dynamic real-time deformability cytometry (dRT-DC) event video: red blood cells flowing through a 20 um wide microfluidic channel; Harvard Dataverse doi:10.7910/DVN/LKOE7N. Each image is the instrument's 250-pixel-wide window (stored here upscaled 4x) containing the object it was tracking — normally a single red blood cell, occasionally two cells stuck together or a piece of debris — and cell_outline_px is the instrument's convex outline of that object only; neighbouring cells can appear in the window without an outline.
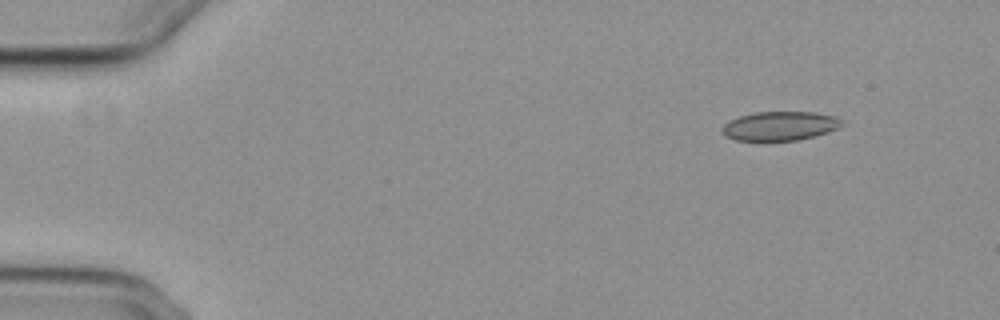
{"species": "common noctule bat (a hibernating species)", "species_latin": "Nyctalus noctula", "temperature_condition": "cold", "stored_images_in_passage": 6, "camera_frame_rate_fps": 3000, "um_per_image_px": 0.085, "animal": {"sex": "female", "body_mass_g": 29.2, "forearm_length_mm": 56.3}, "frame": {"image": 1, "passage_image": 2, "time_ms": 1.0, "image_size_px": [1000, 320], "cell_outline_px": [[844, 124], [828, 132], [796, 140], [736, 140], [724, 136], [720, 132], [720, 128], [728, 120], [740, 116], [756, 112], [812, 112], [836, 116]], "centroid_in_image_um": [66.23, 10.7], "position_along_channel_um": 18.8, "area_um2": 20.17}}
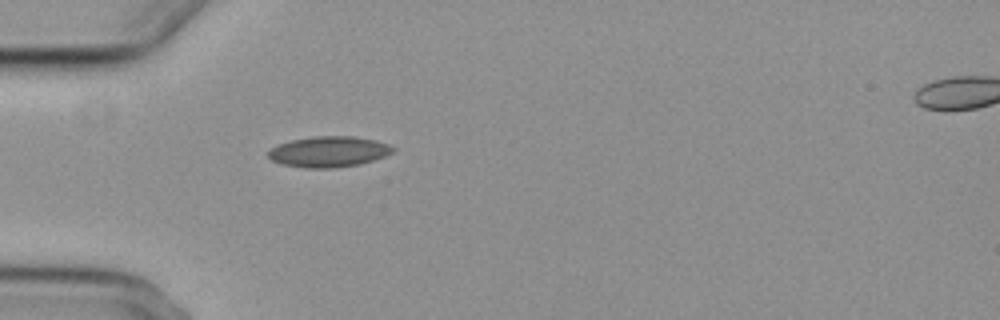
{"frame": {"image": 2, "passage_image": 5, "time_ms": 4.667, "image_size_px": [1000, 320], "cell_outline_px": [[396, 148], [392, 152], [384, 156], [360, 164], [332, 168], [304, 168], [280, 164], [272, 160], [268, 156], [268, 152], [276, 144], [292, 140], [316, 136], [356, 136], [376, 140], [388, 144]], "centroid_in_image_um": [27.93, 12.89], "position_along_channel_um": 57.1, "area_um2": 22.37}}